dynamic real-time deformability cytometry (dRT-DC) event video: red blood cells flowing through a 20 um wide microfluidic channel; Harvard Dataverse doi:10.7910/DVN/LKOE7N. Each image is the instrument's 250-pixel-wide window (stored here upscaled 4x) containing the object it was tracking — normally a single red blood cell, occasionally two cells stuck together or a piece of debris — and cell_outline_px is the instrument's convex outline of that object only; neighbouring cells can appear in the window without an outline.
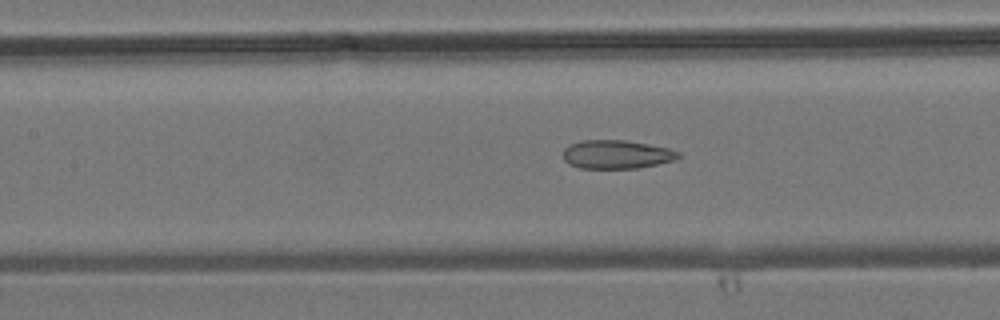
{"species": "common noctule bat (a hibernating species)", "species_latin": "Nyctalus noctula", "temperature_condition": "room temperature", "stored_images_in_passage": 4, "camera_frame_rate_fps": 3000, "um_per_image_px": 0.085, "animal": {"sex": "male", "body_mass_g": 19.2, "forearm_length_mm": 51.8}, "frame": {"image": 1, "passage_image": 4, "time_ms": 3.667, "image_size_px": [1000, 320], "cell_outline_px": [[680, 156], [676, 160], [640, 168], [580, 168], [568, 164], [564, 160], [564, 148], [568, 144], [580, 140], [624, 140], [648, 144], [668, 148], [680, 152]], "centroid_in_image_um": [52.4, 13.12], "position_along_channel_um": 155.0, "area_um2": 19.36}}